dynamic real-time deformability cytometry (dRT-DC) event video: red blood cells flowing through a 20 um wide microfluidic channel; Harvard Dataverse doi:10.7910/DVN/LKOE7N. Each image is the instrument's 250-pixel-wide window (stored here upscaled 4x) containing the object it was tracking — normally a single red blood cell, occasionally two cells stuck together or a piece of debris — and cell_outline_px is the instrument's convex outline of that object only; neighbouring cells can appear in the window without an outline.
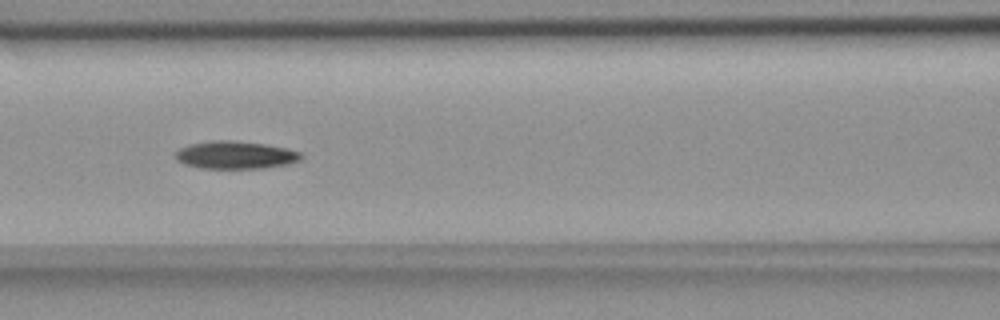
{"species": "common noctule bat (a hibernating species)", "species_latin": "Nyctalus noctula", "temperature_condition": "room temperature", "stored_images_in_passage": 41, "camera_frame_rate_fps": 3000, "um_per_image_px": 0.085, "animal": {"sex": "female", "body_mass_g": 18.4}, "frame": {"image": 1, "passage_image": 9, "time_ms": 2.667, "image_size_px": [1000, 320], "cell_outline_px": [[304, 156], [300, 160], [288, 164], [264, 168], [200, 168], [184, 164], [176, 160], [176, 152], [180, 148], [188, 144], [212, 140], [232, 140], [264, 144], [288, 148], [300, 152]], "centroid_in_image_um": [20.02, 13.17], "position_along_channel_um": 146.6, "area_um2": 20.4}}
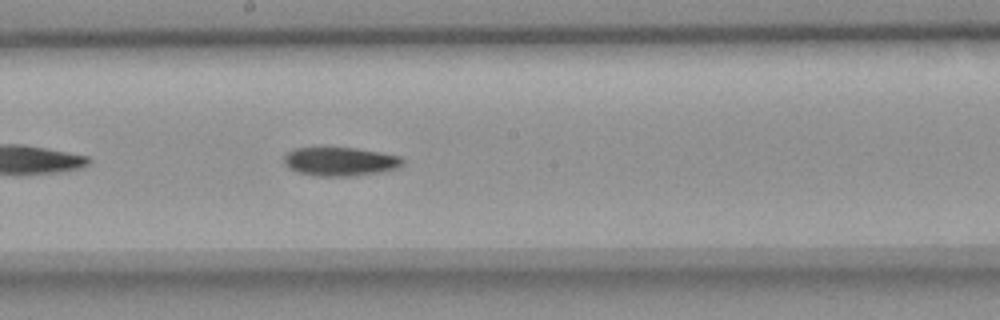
{"frame": {"image": 2, "passage_image": 15, "time_ms": 4.667, "image_size_px": [1000, 320], "cell_outline_px": [[404, 164], [400, 168], [384, 172], [352, 176], [316, 176], [296, 172], [288, 168], [284, 164], [284, 156], [288, 152], [296, 148], [356, 148], [380, 152], [400, 156], [404, 160]], "centroid_in_image_um": [28.95, 13.74], "position_along_channel_um": 219.2, "area_um2": 20.11}}
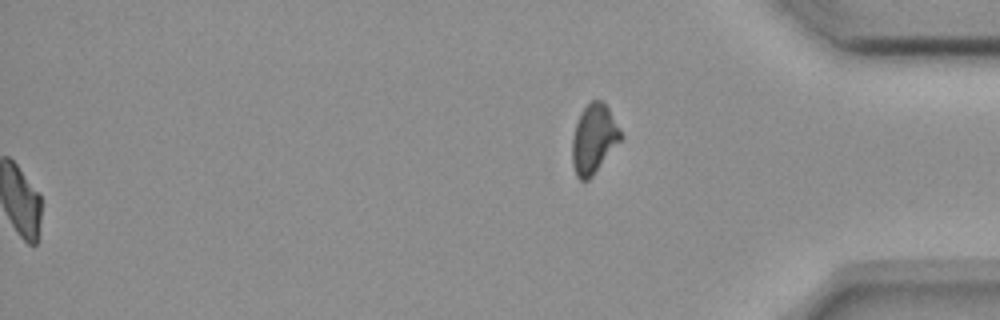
{"frame": {"image": 3, "passage_image": 41, "time_ms": 13.333, "image_size_px": [1000, 320], "cell_outline_px": [[624, 136], [592, 176], [588, 180], [580, 180], [576, 176], [572, 164], [572, 136], [580, 112], [592, 100], [600, 100], [608, 108]], "centroid_in_image_um": [50.46, 11.81], "position_along_channel_um": 384.7, "area_um2": 19.42}, "authors_computed_cell_mechanics": {"area_um2": 19.8832, "velocity_mm_per_s": 3.6548, "shape_relaxation_time_tau1_ms": 5.8095, "shape_relaxation_time_tau2_ms": null, "deformation_change_tau1": 0.1617, "deformation_change_tau2": null}}